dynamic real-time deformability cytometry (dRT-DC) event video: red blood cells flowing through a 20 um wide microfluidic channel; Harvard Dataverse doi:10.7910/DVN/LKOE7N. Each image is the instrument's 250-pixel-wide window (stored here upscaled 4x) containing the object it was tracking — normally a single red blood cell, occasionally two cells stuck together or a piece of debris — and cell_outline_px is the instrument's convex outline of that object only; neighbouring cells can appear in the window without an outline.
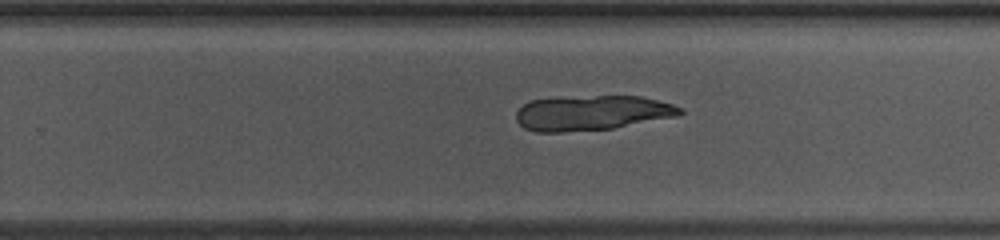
{"species": "common noctule bat (a hibernating species)", "species_latin": "Nyctalus noctula", "temperature_condition": "warm", "stored_images_in_passage": 39, "camera_frame_rate_fps": 3000, "um_per_image_px": 0.085, "animal": {"sex": "female", "body_mass_g": 10.0, "forearm_length_mm": 53.1}, "frame": {"image": 1, "passage_image": 22, "time_ms": 7.0, "image_size_px": [1000, 240], "cell_outline_px": [[684, 112], [676, 116], [612, 128], [560, 132], [536, 132], [524, 128], [516, 120], [516, 112], [524, 104], [532, 100], [596, 96], [640, 96], [672, 104], [680, 108]], "centroid_in_image_um": [50.29, 9.6], "position_along_channel_um": 279.5, "area_um2": 32.77}}